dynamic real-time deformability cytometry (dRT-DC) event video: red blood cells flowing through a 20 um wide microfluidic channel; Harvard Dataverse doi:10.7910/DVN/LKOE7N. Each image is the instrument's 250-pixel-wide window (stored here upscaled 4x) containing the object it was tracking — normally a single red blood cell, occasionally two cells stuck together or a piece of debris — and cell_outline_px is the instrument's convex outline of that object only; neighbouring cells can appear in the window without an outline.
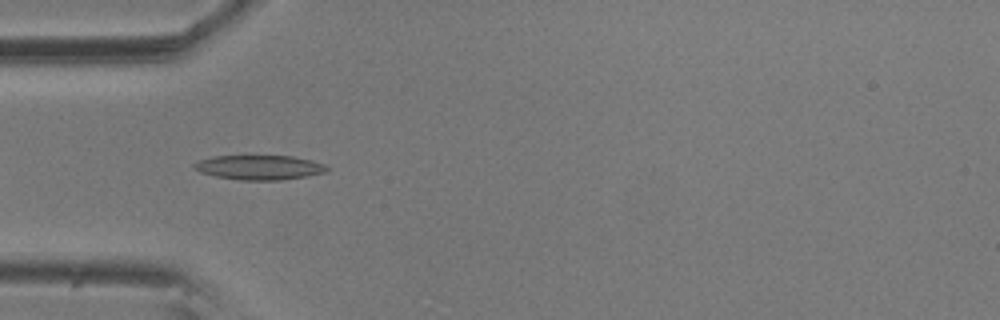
{"species": "common noctule bat (a hibernating species)", "species_latin": "Nyctalus noctula", "temperature_condition": "room temperature", "stored_images_in_passage": 2, "camera_frame_rate_fps": 3000, "um_per_image_px": 0.085, "animal": {"sex": "male", "body_mass_g": 20.5, "forearm_length_mm": 52.5}, "frame": {"image": 1, "passage_image": 1, "time_ms": 0.0, "image_size_px": [1000, 320], "cell_outline_px": [[328, 172], [308, 176], [280, 180], [240, 180], [216, 176], [200, 172], [192, 168], [192, 164], [200, 160], [212, 156], [292, 156], [312, 160], [324, 164], [328, 168]], "centroid_in_image_um": [22.05, 14.23], "position_along_channel_um": 63.0, "area_um2": 19.07}}
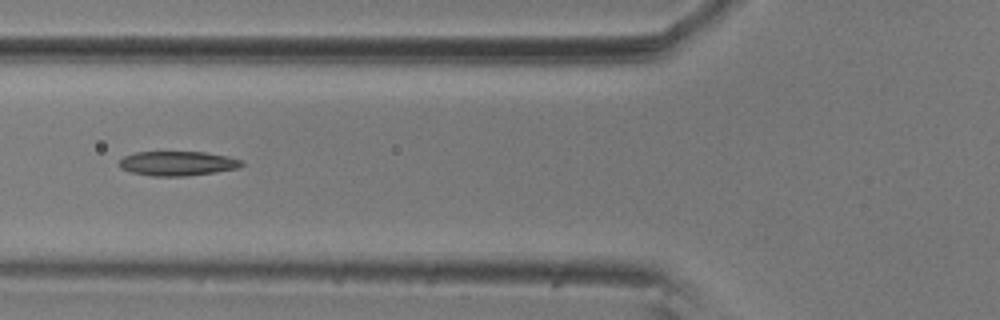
{"frame": {"image": 2, "passage_image": 2, "time_ms": 0.333, "image_size_px": [1000, 320], "cell_outline_px": [[244, 164], [240, 168], [216, 172], [184, 176], [152, 176], [132, 172], [120, 168], [120, 160], [124, 156], [136, 152], [204, 152], [228, 156], [240, 160]], "centroid_in_image_um": [15.11, 13.89], "position_along_channel_um": 110.7, "area_um2": 17.4}}